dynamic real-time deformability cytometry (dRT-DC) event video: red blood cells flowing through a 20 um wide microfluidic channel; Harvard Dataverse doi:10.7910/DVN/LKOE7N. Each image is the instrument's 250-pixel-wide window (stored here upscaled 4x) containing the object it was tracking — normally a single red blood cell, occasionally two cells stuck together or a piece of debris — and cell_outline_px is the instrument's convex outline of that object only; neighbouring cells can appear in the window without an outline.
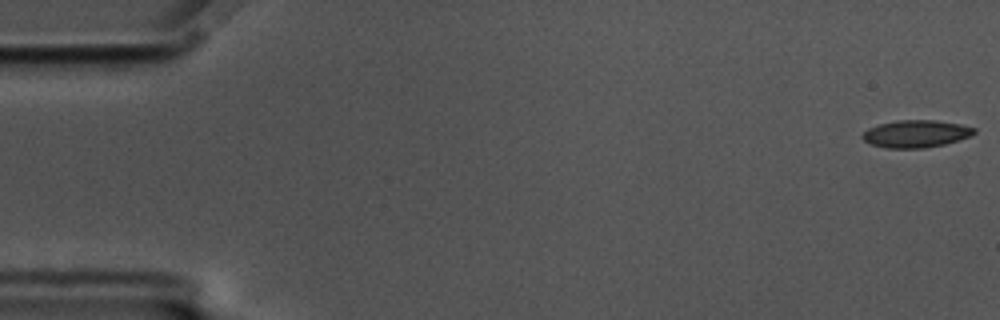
{"species": "common noctule bat (a hibernating species)", "species_latin": "Nyctalus noctula", "temperature_condition": "cold", "stored_images_in_passage": 58, "camera_frame_rate_fps": 3000, "um_per_image_px": 0.085, "animal": {"sex": "male", "body_mass_g": 17.5, "forearm_length_mm": 52.3}, "frame": {"image": 1, "passage_image": 1, "time_ms": 0.0, "image_size_px": [1000, 320], "cell_outline_px": [[976, 132], [972, 136], [944, 144], [924, 148], [884, 148], [872, 144], [864, 140], [860, 136], [868, 128], [880, 124], [896, 120], [936, 120], [960, 124], [976, 128]], "centroid_in_image_um": [77.87, 11.37], "position_along_channel_um": 7.1, "area_um2": 17.86}}
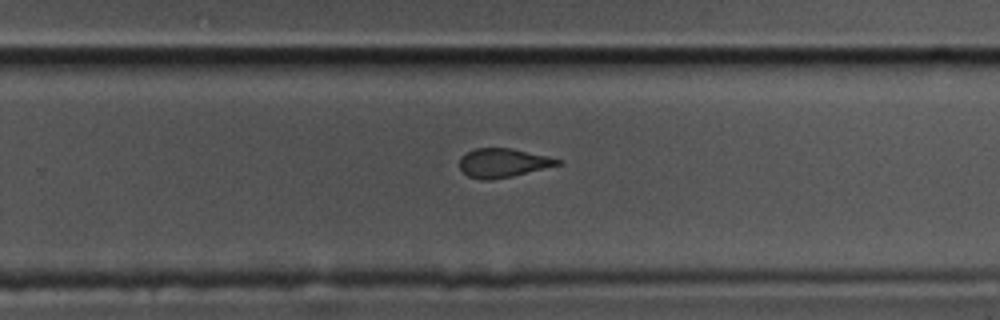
{"frame": {"image": 2, "passage_image": 37, "time_ms": 12.0, "image_size_px": [1000, 320], "cell_outline_px": [[564, 160], [560, 164], [512, 176], [492, 180], [480, 180], [468, 176], [460, 168], [460, 156], [476, 148], [512, 148], [548, 156]], "centroid_in_image_um": [42.75, 13.84], "position_along_channel_um": 287.1, "area_um2": 16.47}}
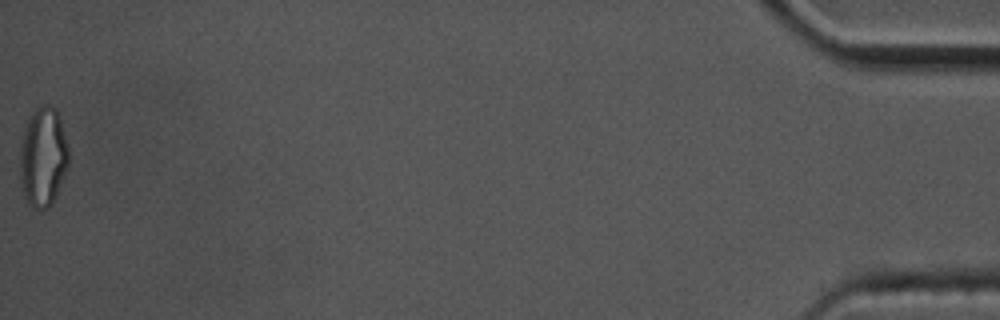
{"frame": {"image": 3, "passage_image": 58, "time_ms": 19.0, "image_size_px": [1000, 320], "cell_outline_px": [[68, 164], [64, 176], [56, 196], [52, 204], [48, 208], [36, 208], [28, 204], [24, 196], [20, 180], [20, 144], [24, 128], [32, 112], [40, 104], [48, 104], [56, 108], [60, 116], [68, 144]], "centroid_in_image_um": [3.66, 13.31], "position_along_channel_um": 431.5, "area_um2": 28.55}, "authors_computed_cell_mechanics": {"area_um2": 17.9758, "velocity_mm_per_s": 3.4925, "shape_relaxation_time_tau1_ms": null, "shape_relaxation_time_tau2_ms": 2.199, "deformation_change_tau1": null, "deformation_change_tau2": 0.0695}}